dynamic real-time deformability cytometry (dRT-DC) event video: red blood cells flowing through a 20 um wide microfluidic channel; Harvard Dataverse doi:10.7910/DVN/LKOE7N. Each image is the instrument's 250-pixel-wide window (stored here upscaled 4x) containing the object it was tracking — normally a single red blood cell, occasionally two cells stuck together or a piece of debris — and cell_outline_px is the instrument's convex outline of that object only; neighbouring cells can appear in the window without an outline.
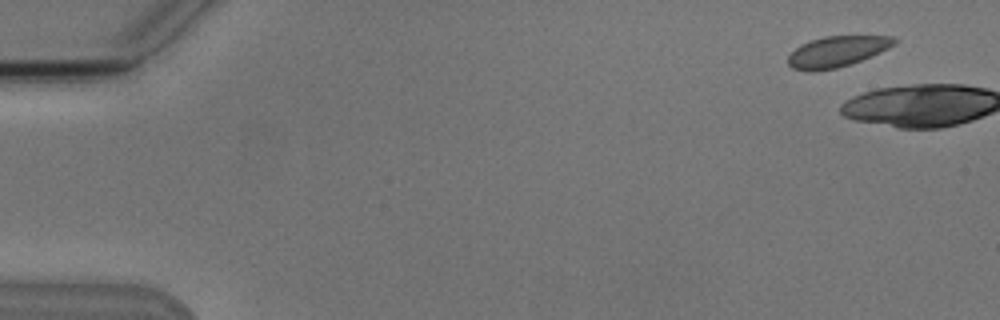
{"species": "Egyptian fruit bat (a non-hibernating species)", "species_latin": "Rousettus aegyptiacus", "temperature_condition": "cold", "stored_images_in_passage": 6, "camera_frame_rate_fps": 3000, "um_per_image_px": 0.085, "animal": {"sex": "male"}, "frame": {"image": 1, "passage_image": 1, "time_ms": 0.0, "image_size_px": [1000, 320], "cell_outline_px": [[896, 40], [888, 48], [880, 52], [860, 60], [836, 68], [812, 72], [808, 72], [792, 68], [788, 64], [788, 56], [800, 44], [824, 36], [892, 36]], "centroid_in_image_um": [71.08, 4.39], "position_along_channel_um": 13.9, "area_um2": 18.79}}